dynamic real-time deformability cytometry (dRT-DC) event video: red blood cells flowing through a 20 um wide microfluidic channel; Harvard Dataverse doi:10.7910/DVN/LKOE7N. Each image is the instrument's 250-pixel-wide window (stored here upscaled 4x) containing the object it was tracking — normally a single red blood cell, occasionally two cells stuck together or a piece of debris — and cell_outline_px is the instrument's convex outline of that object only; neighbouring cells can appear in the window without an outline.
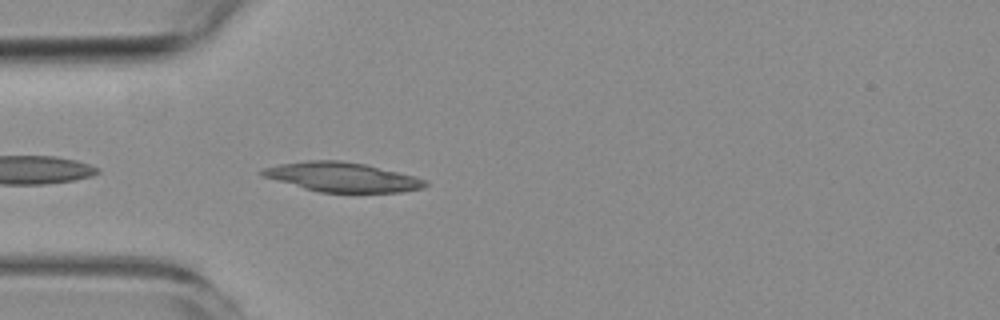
{"species": "common noctule bat (a hibernating species)", "species_latin": "Nyctalus noctula", "temperature_condition": "room temperature", "stored_images_in_passage": 5, "camera_frame_rate_fps": 3000, "um_per_image_px": 0.085, "animal": {"sex": "female", "body_mass_g": 19.3, "forearm_length_mm": 54.1}, "frame": {"image": 1, "passage_image": 5, "time_ms": 4.667, "image_size_px": [1000, 320], "cell_outline_px": [[428, 184], [424, 188], [400, 192], [320, 192], [304, 188], [260, 176], [260, 168], [280, 164], [308, 160], [340, 160], [364, 164], [416, 176], [428, 180]], "centroid_in_image_um": [29.08, 15.05], "position_along_channel_um": 55.9, "area_um2": 27.98}}